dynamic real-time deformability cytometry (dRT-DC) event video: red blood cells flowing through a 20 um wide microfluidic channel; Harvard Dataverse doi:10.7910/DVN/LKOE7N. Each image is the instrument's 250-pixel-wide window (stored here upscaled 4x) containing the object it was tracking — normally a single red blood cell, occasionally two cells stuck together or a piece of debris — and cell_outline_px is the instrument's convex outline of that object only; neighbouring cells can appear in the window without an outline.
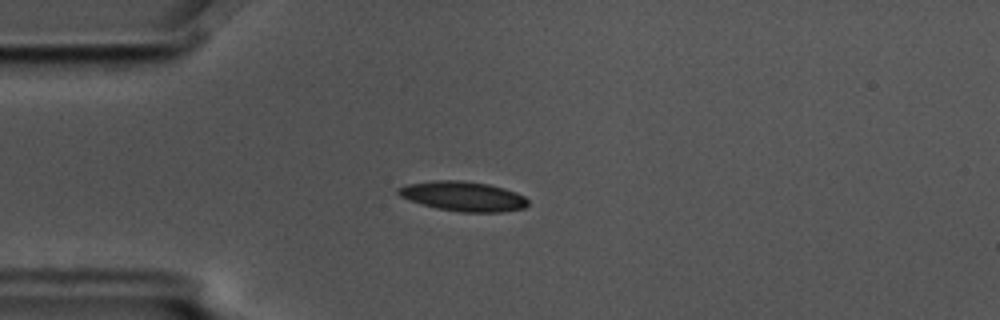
{"species": "common noctule bat (a hibernating species)", "species_latin": "Nyctalus noctula", "temperature_condition": "cold", "stored_images_in_passage": 9, "camera_frame_rate_fps": 3000, "um_per_image_px": 0.085, "animal": {"sex": "male", "body_mass_g": 17.5, "forearm_length_mm": 52.3}, "frame": {"image": 1, "passage_image": 2, "time_ms": 0.333, "image_size_px": [1000, 320], "cell_outline_px": [[528, 204], [524, 208], [500, 212], [460, 212], [436, 208], [420, 204], [400, 196], [396, 192], [396, 188], [408, 184], [436, 180], [460, 180], [488, 184], [504, 188], [516, 192], [524, 196], [528, 200]], "centroid_in_image_um": [39.35, 16.68], "position_along_channel_um": 45.6, "area_um2": 22.48}}
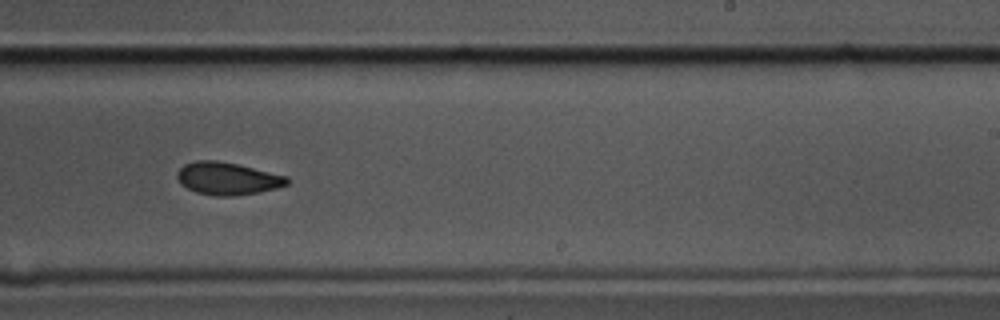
{"frame": {"image": 2, "passage_image": 8, "time_ms": 2.333, "image_size_px": [1000, 320], "cell_outline_px": [[288, 184], [276, 188], [260, 192], [232, 196], [216, 196], [196, 192], [180, 184], [176, 176], [176, 172], [184, 164], [196, 160], [216, 160], [236, 164], [288, 176]], "centroid_in_image_um": [19.31, 15.17], "position_along_channel_um": 269.7, "area_um2": 20.81}}
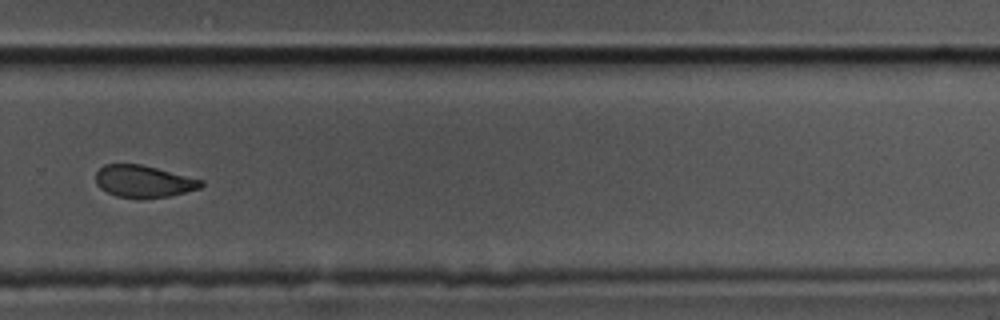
{"frame": {"image": 3, "passage_image": 9, "time_ms": 2.667, "image_size_px": [1000, 320], "cell_outline_px": [[204, 184], [200, 188], [168, 196], [116, 196], [100, 188], [96, 184], [96, 172], [104, 164], [140, 164], [204, 180]], "centroid_in_image_um": [12.19, 15.38], "position_along_channel_um": 317.6, "area_um2": 19.07}}